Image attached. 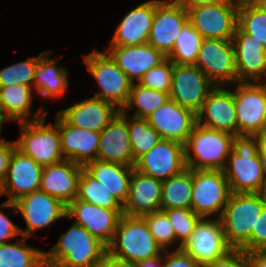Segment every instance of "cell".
Masks as SVG:
<instances>
[{
	"label": "cell",
	"mask_w": 266,
	"mask_h": 267,
	"mask_svg": "<svg viewBox=\"0 0 266 267\" xmlns=\"http://www.w3.org/2000/svg\"><path fill=\"white\" fill-rule=\"evenodd\" d=\"M83 166L71 160L45 166L39 190L68 205L78 195L79 178Z\"/></svg>",
	"instance_id": "cell-23"
},
{
	"label": "cell",
	"mask_w": 266,
	"mask_h": 267,
	"mask_svg": "<svg viewBox=\"0 0 266 267\" xmlns=\"http://www.w3.org/2000/svg\"><path fill=\"white\" fill-rule=\"evenodd\" d=\"M132 83H138L152 67L167 57L148 43L134 46H108L105 50Z\"/></svg>",
	"instance_id": "cell-24"
},
{
	"label": "cell",
	"mask_w": 266,
	"mask_h": 267,
	"mask_svg": "<svg viewBox=\"0 0 266 267\" xmlns=\"http://www.w3.org/2000/svg\"><path fill=\"white\" fill-rule=\"evenodd\" d=\"M235 1L241 2V1H253V0H235Z\"/></svg>",
	"instance_id": "cell-56"
},
{
	"label": "cell",
	"mask_w": 266,
	"mask_h": 267,
	"mask_svg": "<svg viewBox=\"0 0 266 267\" xmlns=\"http://www.w3.org/2000/svg\"><path fill=\"white\" fill-rule=\"evenodd\" d=\"M259 150L266 165V131L258 136Z\"/></svg>",
	"instance_id": "cell-52"
},
{
	"label": "cell",
	"mask_w": 266,
	"mask_h": 267,
	"mask_svg": "<svg viewBox=\"0 0 266 267\" xmlns=\"http://www.w3.org/2000/svg\"><path fill=\"white\" fill-rule=\"evenodd\" d=\"M28 239L22 236L15 243L0 244V267H46L44 251L26 245Z\"/></svg>",
	"instance_id": "cell-33"
},
{
	"label": "cell",
	"mask_w": 266,
	"mask_h": 267,
	"mask_svg": "<svg viewBox=\"0 0 266 267\" xmlns=\"http://www.w3.org/2000/svg\"><path fill=\"white\" fill-rule=\"evenodd\" d=\"M15 149V141H6V139H4L0 142V187L6 177L10 160Z\"/></svg>",
	"instance_id": "cell-47"
},
{
	"label": "cell",
	"mask_w": 266,
	"mask_h": 267,
	"mask_svg": "<svg viewBox=\"0 0 266 267\" xmlns=\"http://www.w3.org/2000/svg\"><path fill=\"white\" fill-rule=\"evenodd\" d=\"M181 248L202 267L232 249L226 241L220 218H201Z\"/></svg>",
	"instance_id": "cell-14"
},
{
	"label": "cell",
	"mask_w": 266,
	"mask_h": 267,
	"mask_svg": "<svg viewBox=\"0 0 266 267\" xmlns=\"http://www.w3.org/2000/svg\"><path fill=\"white\" fill-rule=\"evenodd\" d=\"M231 195L223 170L192 169L191 209L201 218H220Z\"/></svg>",
	"instance_id": "cell-8"
},
{
	"label": "cell",
	"mask_w": 266,
	"mask_h": 267,
	"mask_svg": "<svg viewBox=\"0 0 266 267\" xmlns=\"http://www.w3.org/2000/svg\"><path fill=\"white\" fill-rule=\"evenodd\" d=\"M83 57V63L101 88L93 97L113 104L120 111L123 110L128 102L133 84L128 76L106 51L103 53L93 49Z\"/></svg>",
	"instance_id": "cell-7"
},
{
	"label": "cell",
	"mask_w": 266,
	"mask_h": 267,
	"mask_svg": "<svg viewBox=\"0 0 266 267\" xmlns=\"http://www.w3.org/2000/svg\"><path fill=\"white\" fill-rule=\"evenodd\" d=\"M265 204L260 193H231L220 220L232 249L251 252V230Z\"/></svg>",
	"instance_id": "cell-3"
},
{
	"label": "cell",
	"mask_w": 266,
	"mask_h": 267,
	"mask_svg": "<svg viewBox=\"0 0 266 267\" xmlns=\"http://www.w3.org/2000/svg\"><path fill=\"white\" fill-rule=\"evenodd\" d=\"M59 134L65 159L82 166L97 159L100 132L71 126L59 115Z\"/></svg>",
	"instance_id": "cell-28"
},
{
	"label": "cell",
	"mask_w": 266,
	"mask_h": 267,
	"mask_svg": "<svg viewBox=\"0 0 266 267\" xmlns=\"http://www.w3.org/2000/svg\"><path fill=\"white\" fill-rule=\"evenodd\" d=\"M206 267H251V264L247 252L242 249H231Z\"/></svg>",
	"instance_id": "cell-44"
},
{
	"label": "cell",
	"mask_w": 266,
	"mask_h": 267,
	"mask_svg": "<svg viewBox=\"0 0 266 267\" xmlns=\"http://www.w3.org/2000/svg\"><path fill=\"white\" fill-rule=\"evenodd\" d=\"M119 111L113 104L91 97L57 113L71 126L100 132Z\"/></svg>",
	"instance_id": "cell-26"
},
{
	"label": "cell",
	"mask_w": 266,
	"mask_h": 267,
	"mask_svg": "<svg viewBox=\"0 0 266 267\" xmlns=\"http://www.w3.org/2000/svg\"><path fill=\"white\" fill-rule=\"evenodd\" d=\"M251 267H266V251L248 252Z\"/></svg>",
	"instance_id": "cell-50"
},
{
	"label": "cell",
	"mask_w": 266,
	"mask_h": 267,
	"mask_svg": "<svg viewBox=\"0 0 266 267\" xmlns=\"http://www.w3.org/2000/svg\"><path fill=\"white\" fill-rule=\"evenodd\" d=\"M192 169L186 168L181 173L162 181L161 210L172 208L191 209Z\"/></svg>",
	"instance_id": "cell-32"
},
{
	"label": "cell",
	"mask_w": 266,
	"mask_h": 267,
	"mask_svg": "<svg viewBox=\"0 0 266 267\" xmlns=\"http://www.w3.org/2000/svg\"><path fill=\"white\" fill-rule=\"evenodd\" d=\"M223 171L231 193H260L266 165L259 150L258 136H236Z\"/></svg>",
	"instance_id": "cell-1"
},
{
	"label": "cell",
	"mask_w": 266,
	"mask_h": 267,
	"mask_svg": "<svg viewBox=\"0 0 266 267\" xmlns=\"http://www.w3.org/2000/svg\"><path fill=\"white\" fill-rule=\"evenodd\" d=\"M173 63L166 58L158 66L152 67L139 80L138 84L152 90L170 93Z\"/></svg>",
	"instance_id": "cell-42"
},
{
	"label": "cell",
	"mask_w": 266,
	"mask_h": 267,
	"mask_svg": "<svg viewBox=\"0 0 266 267\" xmlns=\"http://www.w3.org/2000/svg\"><path fill=\"white\" fill-rule=\"evenodd\" d=\"M45 120L46 116L19 123L20 135L15 140L16 149L42 167L65 160L60 144L59 114H56L54 123L45 125Z\"/></svg>",
	"instance_id": "cell-6"
},
{
	"label": "cell",
	"mask_w": 266,
	"mask_h": 267,
	"mask_svg": "<svg viewBox=\"0 0 266 267\" xmlns=\"http://www.w3.org/2000/svg\"><path fill=\"white\" fill-rule=\"evenodd\" d=\"M97 267H137L135 262L122 260L106 252Z\"/></svg>",
	"instance_id": "cell-48"
},
{
	"label": "cell",
	"mask_w": 266,
	"mask_h": 267,
	"mask_svg": "<svg viewBox=\"0 0 266 267\" xmlns=\"http://www.w3.org/2000/svg\"><path fill=\"white\" fill-rule=\"evenodd\" d=\"M127 114V129L130 137L131 149L134 155V166L136 161L158 144L162 137L150 126L147 119L129 117Z\"/></svg>",
	"instance_id": "cell-35"
},
{
	"label": "cell",
	"mask_w": 266,
	"mask_h": 267,
	"mask_svg": "<svg viewBox=\"0 0 266 267\" xmlns=\"http://www.w3.org/2000/svg\"><path fill=\"white\" fill-rule=\"evenodd\" d=\"M137 264V267H163V253L161 255L148 258L144 261H140Z\"/></svg>",
	"instance_id": "cell-51"
},
{
	"label": "cell",
	"mask_w": 266,
	"mask_h": 267,
	"mask_svg": "<svg viewBox=\"0 0 266 267\" xmlns=\"http://www.w3.org/2000/svg\"><path fill=\"white\" fill-rule=\"evenodd\" d=\"M184 144L162 139L135 163L138 172L164 181L186 169Z\"/></svg>",
	"instance_id": "cell-17"
},
{
	"label": "cell",
	"mask_w": 266,
	"mask_h": 267,
	"mask_svg": "<svg viewBox=\"0 0 266 267\" xmlns=\"http://www.w3.org/2000/svg\"><path fill=\"white\" fill-rule=\"evenodd\" d=\"M161 189L162 181L133 169L128 198L123 205V214L130 217H142L161 210Z\"/></svg>",
	"instance_id": "cell-27"
},
{
	"label": "cell",
	"mask_w": 266,
	"mask_h": 267,
	"mask_svg": "<svg viewBox=\"0 0 266 267\" xmlns=\"http://www.w3.org/2000/svg\"><path fill=\"white\" fill-rule=\"evenodd\" d=\"M6 207H9L14 211V213L10 212L12 216L17 214V208L14 202L5 201L4 203L0 204V209ZM19 228V226L15 225V223L0 210V244L7 242L9 243L8 239H12L17 236L20 237L21 233Z\"/></svg>",
	"instance_id": "cell-43"
},
{
	"label": "cell",
	"mask_w": 266,
	"mask_h": 267,
	"mask_svg": "<svg viewBox=\"0 0 266 267\" xmlns=\"http://www.w3.org/2000/svg\"><path fill=\"white\" fill-rule=\"evenodd\" d=\"M123 210H112L75 198L66 206V218L83 226L108 247L117 229Z\"/></svg>",
	"instance_id": "cell-16"
},
{
	"label": "cell",
	"mask_w": 266,
	"mask_h": 267,
	"mask_svg": "<svg viewBox=\"0 0 266 267\" xmlns=\"http://www.w3.org/2000/svg\"><path fill=\"white\" fill-rule=\"evenodd\" d=\"M4 120L2 118H0V142H2L4 140V138H1V130H2V125L4 124Z\"/></svg>",
	"instance_id": "cell-55"
},
{
	"label": "cell",
	"mask_w": 266,
	"mask_h": 267,
	"mask_svg": "<svg viewBox=\"0 0 266 267\" xmlns=\"http://www.w3.org/2000/svg\"><path fill=\"white\" fill-rule=\"evenodd\" d=\"M232 43L237 82H266V49L262 44L244 33L238 26Z\"/></svg>",
	"instance_id": "cell-20"
},
{
	"label": "cell",
	"mask_w": 266,
	"mask_h": 267,
	"mask_svg": "<svg viewBox=\"0 0 266 267\" xmlns=\"http://www.w3.org/2000/svg\"><path fill=\"white\" fill-rule=\"evenodd\" d=\"M195 65L215 86L227 87L237 82L232 40L203 39Z\"/></svg>",
	"instance_id": "cell-11"
},
{
	"label": "cell",
	"mask_w": 266,
	"mask_h": 267,
	"mask_svg": "<svg viewBox=\"0 0 266 267\" xmlns=\"http://www.w3.org/2000/svg\"><path fill=\"white\" fill-rule=\"evenodd\" d=\"M215 86L207 95L202 109L196 115L197 123L211 129L238 136L233 89Z\"/></svg>",
	"instance_id": "cell-19"
},
{
	"label": "cell",
	"mask_w": 266,
	"mask_h": 267,
	"mask_svg": "<svg viewBox=\"0 0 266 267\" xmlns=\"http://www.w3.org/2000/svg\"><path fill=\"white\" fill-rule=\"evenodd\" d=\"M14 203L26 222V229L19 228L20 233L27 238L32 239L36 230L66 218V205L41 190L26 194Z\"/></svg>",
	"instance_id": "cell-15"
},
{
	"label": "cell",
	"mask_w": 266,
	"mask_h": 267,
	"mask_svg": "<svg viewBox=\"0 0 266 267\" xmlns=\"http://www.w3.org/2000/svg\"><path fill=\"white\" fill-rule=\"evenodd\" d=\"M43 168L31 157L15 149L0 187V196H8L7 202H15L22 196L39 190Z\"/></svg>",
	"instance_id": "cell-18"
},
{
	"label": "cell",
	"mask_w": 266,
	"mask_h": 267,
	"mask_svg": "<svg viewBox=\"0 0 266 267\" xmlns=\"http://www.w3.org/2000/svg\"><path fill=\"white\" fill-rule=\"evenodd\" d=\"M97 160L134 167L126 111H119L100 131Z\"/></svg>",
	"instance_id": "cell-21"
},
{
	"label": "cell",
	"mask_w": 266,
	"mask_h": 267,
	"mask_svg": "<svg viewBox=\"0 0 266 267\" xmlns=\"http://www.w3.org/2000/svg\"><path fill=\"white\" fill-rule=\"evenodd\" d=\"M83 169L102 184L122 205L125 204L134 167L96 159L84 165Z\"/></svg>",
	"instance_id": "cell-31"
},
{
	"label": "cell",
	"mask_w": 266,
	"mask_h": 267,
	"mask_svg": "<svg viewBox=\"0 0 266 267\" xmlns=\"http://www.w3.org/2000/svg\"><path fill=\"white\" fill-rule=\"evenodd\" d=\"M155 13V0L131 9L115 30L108 46H134L147 43Z\"/></svg>",
	"instance_id": "cell-25"
},
{
	"label": "cell",
	"mask_w": 266,
	"mask_h": 267,
	"mask_svg": "<svg viewBox=\"0 0 266 267\" xmlns=\"http://www.w3.org/2000/svg\"><path fill=\"white\" fill-rule=\"evenodd\" d=\"M235 137L227 132L207 128L196 122L184 144L186 167L223 170L233 149Z\"/></svg>",
	"instance_id": "cell-4"
},
{
	"label": "cell",
	"mask_w": 266,
	"mask_h": 267,
	"mask_svg": "<svg viewBox=\"0 0 266 267\" xmlns=\"http://www.w3.org/2000/svg\"><path fill=\"white\" fill-rule=\"evenodd\" d=\"M51 50L46 51L39 59L34 73L33 89L39 96L47 99L61 98L68 89L69 72L58 67V61L63 55L51 58Z\"/></svg>",
	"instance_id": "cell-30"
},
{
	"label": "cell",
	"mask_w": 266,
	"mask_h": 267,
	"mask_svg": "<svg viewBox=\"0 0 266 267\" xmlns=\"http://www.w3.org/2000/svg\"><path fill=\"white\" fill-rule=\"evenodd\" d=\"M148 229L163 250H168L176 242L174 228L163 210L142 216ZM170 246V247H169Z\"/></svg>",
	"instance_id": "cell-41"
},
{
	"label": "cell",
	"mask_w": 266,
	"mask_h": 267,
	"mask_svg": "<svg viewBox=\"0 0 266 267\" xmlns=\"http://www.w3.org/2000/svg\"><path fill=\"white\" fill-rule=\"evenodd\" d=\"M107 252L116 258L138 263L161 255L164 250L154 239L142 217L123 214Z\"/></svg>",
	"instance_id": "cell-5"
},
{
	"label": "cell",
	"mask_w": 266,
	"mask_h": 267,
	"mask_svg": "<svg viewBox=\"0 0 266 267\" xmlns=\"http://www.w3.org/2000/svg\"><path fill=\"white\" fill-rule=\"evenodd\" d=\"M253 2L266 14V0H253Z\"/></svg>",
	"instance_id": "cell-53"
},
{
	"label": "cell",
	"mask_w": 266,
	"mask_h": 267,
	"mask_svg": "<svg viewBox=\"0 0 266 267\" xmlns=\"http://www.w3.org/2000/svg\"><path fill=\"white\" fill-rule=\"evenodd\" d=\"M266 251V204L257 218L255 229L251 230V252Z\"/></svg>",
	"instance_id": "cell-46"
},
{
	"label": "cell",
	"mask_w": 266,
	"mask_h": 267,
	"mask_svg": "<svg viewBox=\"0 0 266 267\" xmlns=\"http://www.w3.org/2000/svg\"><path fill=\"white\" fill-rule=\"evenodd\" d=\"M238 136H259L266 131V83L233 84Z\"/></svg>",
	"instance_id": "cell-9"
},
{
	"label": "cell",
	"mask_w": 266,
	"mask_h": 267,
	"mask_svg": "<svg viewBox=\"0 0 266 267\" xmlns=\"http://www.w3.org/2000/svg\"><path fill=\"white\" fill-rule=\"evenodd\" d=\"M32 87L23 84H13L0 88V118L5 122H30L45 116V106H41L32 115L33 92ZM44 107V108H43ZM32 115L31 117L29 115ZM30 117V118H29Z\"/></svg>",
	"instance_id": "cell-29"
},
{
	"label": "cell",
	"mask_w": 266,
	"mask_h": 267,
	"mask_svg": "<svg viewBox=\"0 0 266 267\" xmlns=\"http://www.w3.org/2000/svg\"><path fill=\"white\" fill-rule=\"evenodd\" d=\"M215 85L195 65L174 64L172 70V81L170 99L181 107L198 114L208 93Z\"/></svg>",
	"instance_id": "cell-12"
},
{
	"label": "cell",
	"mask_w": 266,
	"mask_h": 267,
	"mask_svg": "<svg viewBox=\"0 0 266 267\" xmlns=\"http://www.w3.org/2000/svg\"><path fill=\"white\" fill-rule=\"evenodd\" d=\"M169 99V93L152 90L135 82L132 84L128 102L122 111L127 112V110L136 107V112L133 114V117L147 119Z\"/></svg>",
	"instance_id": "cell-34"
},
{
	"label": "cell",
	"mask_w": 266,
	"mask_h": 267,
	"mask_svg": "<svg viewBox=\"0 0 266 267\" xmlns=\"http://www.w3.org/2000/svg\"><path fill=\"white\" fill-rule=\"evenodd\" d=\"M77 199L106 209L123 210V205L84 169L79 178Z\"/></svg>",
	"instance_id": "cell-37"
},
{
	"label": "cell",
	"mask_w": 266,
	"mask_h": 267,
	"mask_svg": "<svg viewBox=\"0 0 266 267\" xmlns=\"http://www.w3.org/2000/svg\"><path fill=\"white\" fill-rule=\"evenodd\" d=\"M107 247L83 226L73 225L45 253L46 267H97Z\"/></svg>",
	"instance_id": "cell-2"
},
{
	"label": "cell",
	"mask_w": 266,
	"mask_h": 267,
	"mask_svg": "<svg viewBox=\"0 0 266 267\" xmlns=\"http://www.w3.org/2000/svg\"><path fill=\"white\" fill-rule=\"evenodd\" d=\"M165 254V255H164ZM163 267H202L182 248L164 250L163 252Z\"/></svg>",
	"instance_id": "cell-45"
},
{
	"label": "cell",
	"mask_w": 266,
	"mask_h": 267,
	"mask_svg": "<svg viewBox=\"0 0 266 267\" xmlns=\"http://www.w3.org/2000/svg\"><path fill=\"white\" fill-rule=\"evenodd\" d=\"M163 211L167 214L174 228L176 242L179 241L176 249H180L190 238L201 217L195 214L192 209L172 208Z\"/></svg>",
	"instance_id": "cell-40"
},
{
	"label": "cell",
	"mask_w": 266,
	"mask_h": 267,
	"mask_svg": "<svg viewBox=\"0 0 266 267\" xmlns=\"http://www.w3.org/2000/svg\"><path fill=\"white\" fill-rule=\"evenodd\" d=\"M188 13L178 0H155V13L147 43L168 57Z\"/></svg>",
	"instance_id": "cell-13"
},
{
	"label": "cell",
	"mask_w": 266,
	"mask_h": 267,
	"mask_svg": "<svg viewBox=\"0 0 266 267\" xmlns=\"http://www.w3.org/2000/svg\"><path fill=\"white\" fill-rule=\"evenodd\" d=\"M186 10L201 5L216 4V3H239L235 0H178Z\"/></svg>",
	"instance_id": "cell-49"
},
{
	"label": "cell",
	"mask_w": 266,
	"mask_h": 267,
	"mask_svg": "<svg viewBox=\"0 0 266 267\" xmlns=\"http://www.w3.org/2000/svg\"><path fill=\"white\" fill-rule=\"evenodd\" d=\"M260 194L262 196V199L264 200V202L266 203V178L265 181L263 183L262 189L260 191Z\"/></svg>",
	"instance_id": "cell-54"
},
{
	"label": "cell",
	"mask_w": 266,
	"mask_h": 267,
	"mask_svg": "<svg viewBox=\"0 0 266 267\" xmlns=\"http://www.w3.org/2000/svg\"><path fill=\"white\" fill-rule=\"evenodd\" d=\"M202 40L203 37L187 21L175 40L174 49L167 58L174 64H195Z\"/></svg>",
	"instance_id": "cell-36"
},
{
	"label": "cell",
	"mask_w": 266,
	"mask_h": 267,
	"mask_svg": "<svg viewBox=\"0 0 266 267\" xmlns=\"http://www.w3.org/2000/svg\"><path fill=\"white\" fill-rule=\"evenodd\" d=\"M238 27L266 49V14L253 1L239 2Z\"/></svg>",
	"instance_id": "cell-38"
},
{
	"label": "cell",
	"mask_w": 266,
	"mask_h": 267,
	"mask_svg": "<svg viewBox=\"0 0 266 267\" xmlns=\"http://www.w3.org/2000/svg\"><path fill=\"white\" fill-rule=\"evenodd\" d=\"M147 120L162 139L185 144L197 122V117L191 110L183 108L169 99L156 109Z\"/></svg>",
	"instance_id": "cell-22"
},
{
	"label": "cell",
	"mask_w": 266,
	"mask_h": 267,
	"mask_svg": "<svg viewBox=\"0 0 266 267\" xmlns=\"http://www.w3.org/2000/svg\"><path fill=\"white\" fill-rule=\"evenodd\" d=\"M239 3L201 5L187 10L188 21L203 39L232 40L238 26Z\"/></svg>",
	"instance_id": "cell-10"
},
{
	"label": "cell",
	"mask_w": 266,
	"mask_h": 267,
	"mask_svg": "<svg viewBox=\"0 0 266 267\" xmlns=\"http://www.w3.org/2000/svg\"><path fill=\"white\" fill-rule=\"evenodd\" d=\"M46 51L40 53L37 57H33L26 61H21L0 70V88L13 84H23L33 87L34 73L38 64V59Z\"/></svg>",
	"instance_id": "cell-39"
}]
</instances>
